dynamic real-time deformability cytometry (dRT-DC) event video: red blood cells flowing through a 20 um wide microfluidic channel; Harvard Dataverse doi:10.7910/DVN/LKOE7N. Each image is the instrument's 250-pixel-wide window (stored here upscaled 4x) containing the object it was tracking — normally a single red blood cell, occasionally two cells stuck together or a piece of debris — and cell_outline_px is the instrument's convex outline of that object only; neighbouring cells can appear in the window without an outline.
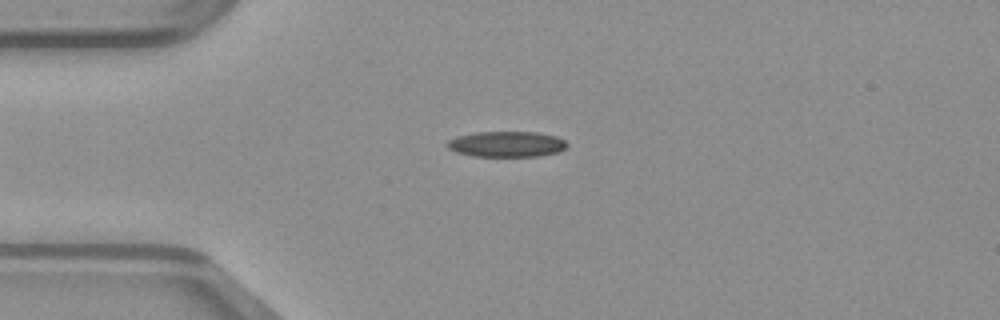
{"species": "common noctule bat (a hibernating species)", "species_latin": "Nyctalus noctula", "temperature_condition": "warm", "stored_images_in_passage": 44, "camera_frame_rate_fps": 3000, "um_per_image_px": 0.085, "animal": {"sex": "male", "body_mass_g": 23.1, "forearm_length_mm": 52.7}, "frame": {"image": 1, "passage_image": 7, "time_ms": 2.0, "image_size_px": [1000, 320], "cell_outline_px": [[568, 144], [564, 148], [556, 152], [536, 156], [472, 156], [456, 152], [448, 148], [448, 140], [456, 136], [476, 132], [536, 132], [556, 136], [564, 140]], "centroid_in_image_um": [43.03, 12.24], "position_along_channel_um": 42.0, "area_um2": 17.74}}
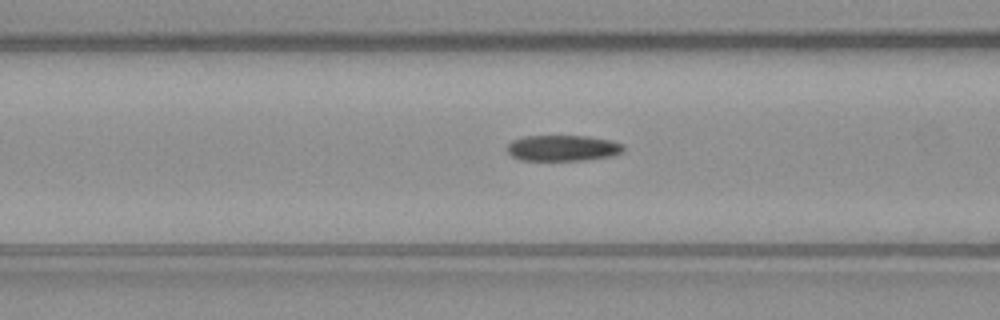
{"frame": {"image": 2, "passage_image": 14, "time_ms": 4.333, "image_size_px": [1000, 320], "cell_outline_px": [[624, 152], [616, 156], [588, 160], [520, 160], [512, 156], [508, 152], [508, 144], [512, 140], [524, 136], [588, 136], [612, 140], [624, 144]], "centroid_in_image_um": [47.91, 12.59], "position_along_channel_um": 118.7, "area_um2": 17.86}}
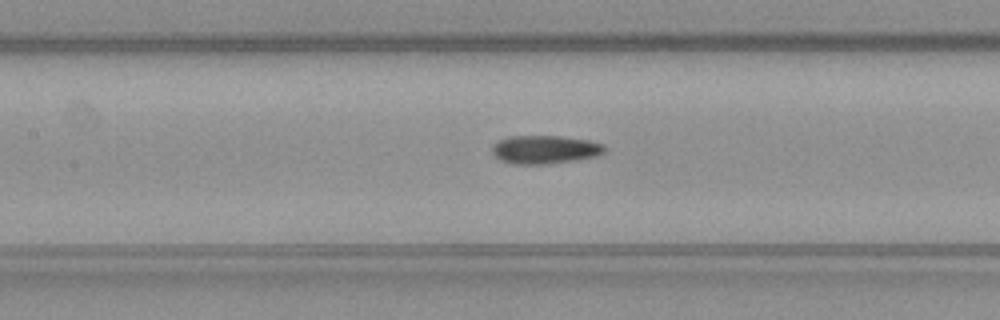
{"frame": {"image": 3, "passage_image": 17, "time_ms": 5.333, "image_size_px": [1000, 320], "cell_outline_px": [[608, 148], [604, 152], [596, 156], [576, 160], [548, 164], [512, 164], [500, 160], [492, 152], [492, 148], [500, 140], [508, 136], [560, 136], [588, 140], [604, 144]], "centroid_in_image_um": [46.35, 12.71], "position_along_channel_um": 161.0, "area_um2": 18.61}}